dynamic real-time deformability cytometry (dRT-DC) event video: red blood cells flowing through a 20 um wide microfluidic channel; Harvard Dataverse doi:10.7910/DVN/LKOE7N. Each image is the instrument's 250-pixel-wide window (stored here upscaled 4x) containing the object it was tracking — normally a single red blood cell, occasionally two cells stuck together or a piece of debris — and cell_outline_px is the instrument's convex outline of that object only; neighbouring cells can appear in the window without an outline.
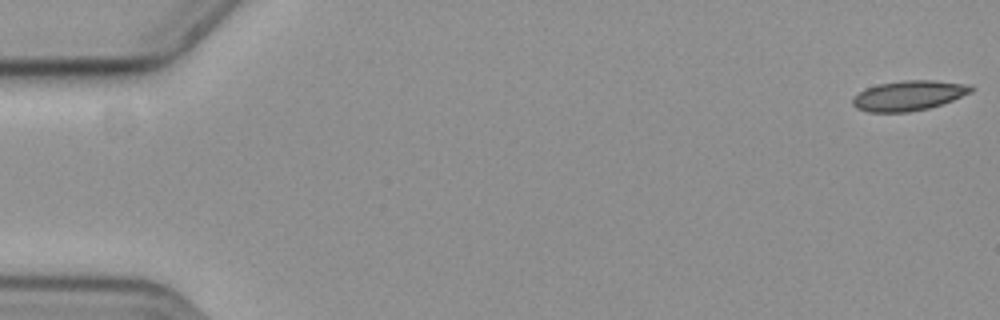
{"species": "common noctule bat (a hibernating species)", "species_latin": "Nyctalus noctula", "temperature_condition": "cold", "stored_images_in_passage": 11, "camera_frame_rate_fps": 3000, "um_per_image_px": 0.085, "animal": {"sex": "female", "body_mass_g": 19.3, "forearm_length_mm": 54.1}, "frame": {"image": 1, "passage_image": 1, "time_ms": 0.0, "image_size_px": [1000, 320], "cell_outline_px": [[976, 88], [972, 92], [944, 104], [928, 108], [908, 112], [868, 112], [856, 108], [852, 104], [852, 96], [876, 84], [904, 80], [932, 80], [972, 84]], "centroid_in_image_um": [77.28, 8.12], "position_along_channel_um": 7.7, "area_um2": 20.98}}